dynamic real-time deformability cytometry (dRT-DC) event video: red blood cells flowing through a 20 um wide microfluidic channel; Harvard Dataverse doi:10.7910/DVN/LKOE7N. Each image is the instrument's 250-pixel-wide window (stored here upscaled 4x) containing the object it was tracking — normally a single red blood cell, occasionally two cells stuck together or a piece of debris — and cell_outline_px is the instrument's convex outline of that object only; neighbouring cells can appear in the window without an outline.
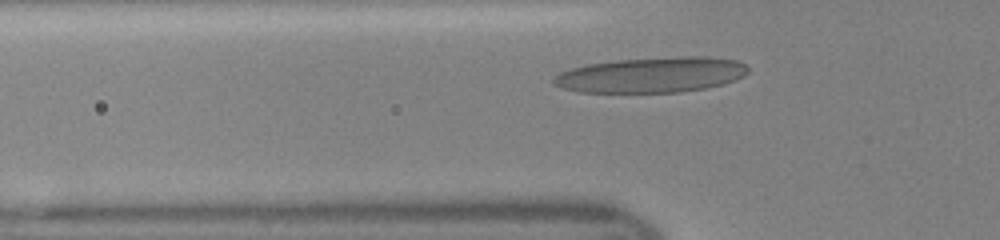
{"species": "human", "species_latin": "Homo sapiens", "temperature_condition": "room temperature", "stored_images_in_passage": 14, "camera_frame_rate_fps": 3000, "um_per_image_px": 0.085, "donor": {"sex": "female"}, "frame": {"image": 1, "passage_image": 3, "time_ms": 0.667, "image_size_px": [1000, 240], "cell_outline_px": [[748, 72], [744, 76], [736, 80], [724, 84], [704, 88], [680, 92], [580, 92], [564, 88], [552, 84], [552, 80], [560, 72], [572, 68], [588, 64], [616, 60], [680, 56], [708, 56], [736, 60], [744, 64], [748, 68]], "centroid_in_image_um": [55.41, 6.36], "position_along_channel_um": 70.4, "area_um2": 40.11}}
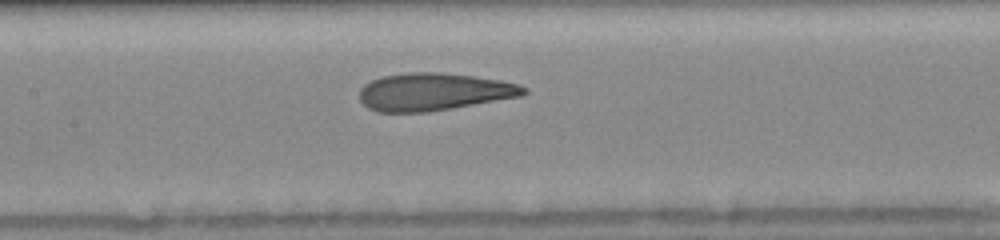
{"frame": {"image": 2, "passage_image": 10, "time_ms": 3.0, "image_size_px": [1000, 240], "cell_outline_px": [[528, 92], [520, 96], [452, 108], [428, 112], [376, 112], [368, 108], [360, 100], [360, 88], [364, 84], [380, 76], [408, 72], [440, 72], [472, 76], [500, 80], [520, 84], [528, 88]], "centroid_in_image_um": [36.85, 7.8], "position_along_channel_um": 170.5, "area_um2": 36.01}}
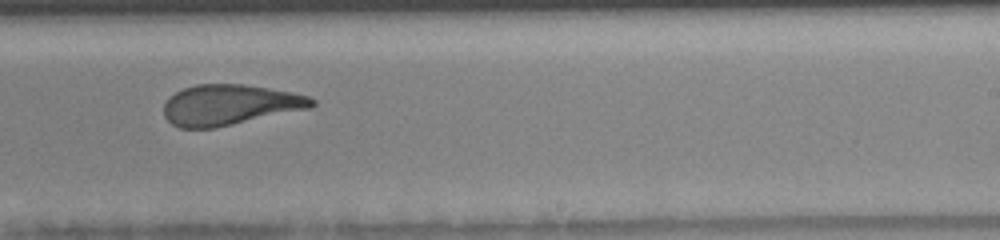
{"frame": {"image": 3, "passage_image": 13, "time_ms": 4.0, "image_size_px": [1000, 240], "cell_outline_px": [[316, 104], [312, 108], [216, 128], [180, 128], [172, 124], [164, 116], [164, 104], [168, 96], [184, 88], [196, 84], [244, 84], [268, 88], [308, 96], [316, 100]], "centroid_in_image_um": [19.52, 8.92], "position_along_channel_um": 269.5, "area_um2": 35.14}}